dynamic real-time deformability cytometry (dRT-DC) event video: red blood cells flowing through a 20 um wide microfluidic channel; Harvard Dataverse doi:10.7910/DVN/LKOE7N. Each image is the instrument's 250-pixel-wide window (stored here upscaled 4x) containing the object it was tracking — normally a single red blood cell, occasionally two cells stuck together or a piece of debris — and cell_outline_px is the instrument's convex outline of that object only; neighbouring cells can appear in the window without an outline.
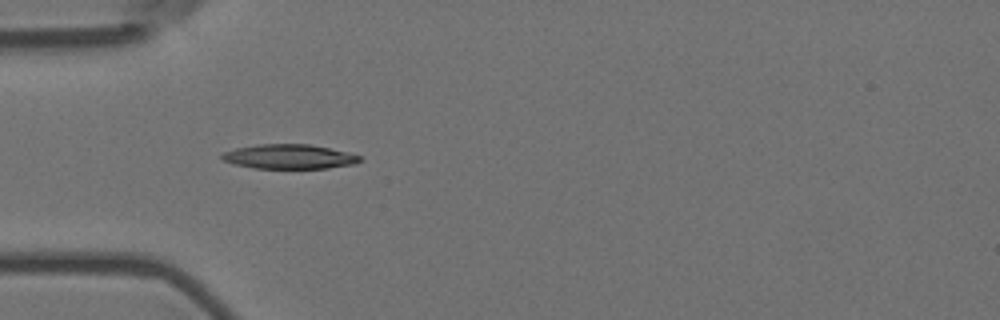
{"species": "Egyptian fruit bat (a non-hibernating species)", "species_latin": "Rousettus aegyptiacus", "temperature_condition": "room temperature", "stored_images_in_passage": 6, "camera_frame_rate_fps": 3000, "um_per_image_px": 0.085, "animal": {"sex": "female"}, "frame": {"image": 1, "passage_image": 5, "time_ms": 1.333, "image_size_px": [1000, 320], "cell_outline_px": [[360, 160], [352, 164], [328, 168], [256, 168], [236, 164], [224, 160], [220, 156], [224, 152], [236, 148], [260, 144], [308, 144], [348, 152], [360, 156]], "centroid_in_image_um": [24.57, 13.31], "position_along_channel_um": 60.4, "area_um2": 19.31}}
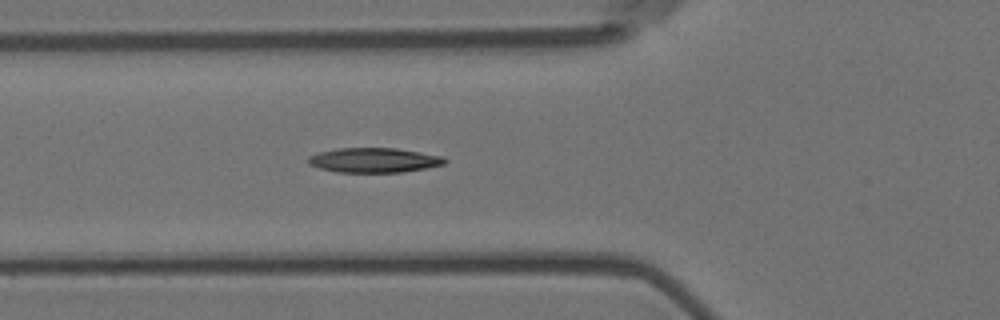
{"frame": {"image": 2, "passage_image": 6, "time_ms": 1.667, "image_size_px": [1000, 320], "cell_outline_px": [[448, 160], [444, 164], [424, 168], [400, 172], [336, 172], [320, 168], [308, 164], [308, 156], [320, 152], [336, 148], [396, 148], [444, 156]], "centroid_in_image_um": [31.78, 13.61], "position_along_channel_um": 94.0, "area_um2": 19.59}}